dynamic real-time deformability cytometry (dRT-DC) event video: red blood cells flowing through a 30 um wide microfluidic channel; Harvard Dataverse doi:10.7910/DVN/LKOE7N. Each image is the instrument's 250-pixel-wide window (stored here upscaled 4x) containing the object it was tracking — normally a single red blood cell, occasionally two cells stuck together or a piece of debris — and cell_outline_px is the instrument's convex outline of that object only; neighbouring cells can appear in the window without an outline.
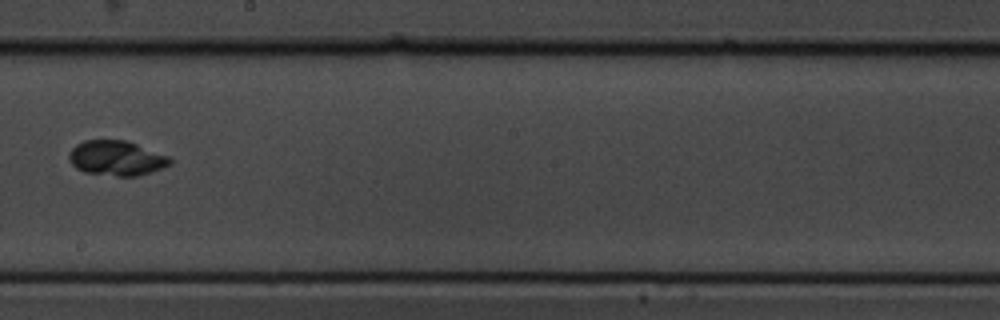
{"species": "common noctule bat (a hibernating species)", "species_latin": "Nyctalus noctula", "temperature_condition": "cold", "stored_images_in_passage": 15, "camera_frame_rate_fps": 3000, "um_per_image_px": 0.085, "animal": {"sex": "male", "body_mass_g": 19.5, "forearm_length_mm": 54.6}, "frame": {"image": 1, "passage_image": 9, "time_ms": 2.667, "image_size_px": [1000, 320], "cell_outline_px": [[172, 164], [164, 168], [152, 172], [136, 176], [116, 176], [84, 172], [76, 168], [68, 160], [68, 156], [72, 148], [76, 144], [84, 140], [124, 140], [136, 144], [168, 156], [172, 160]], "centroid_in_image_um": [9.89, 13.45], "position_along_channel_um": 238.3, "area_um2": 20.58}}
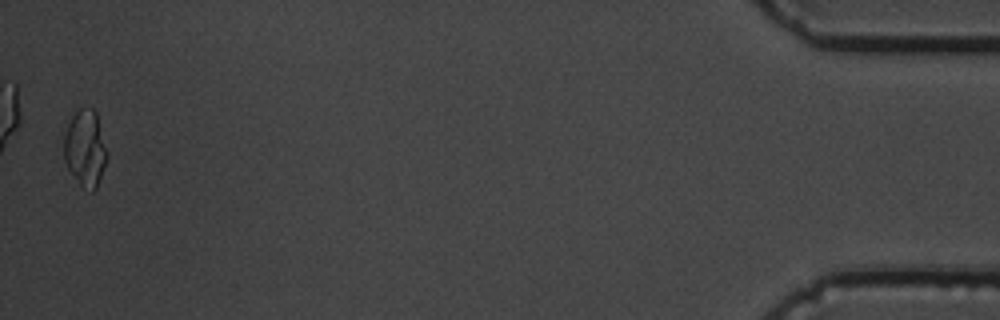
{"frame": {"image": 2, "passage_image": 15, "time_ms": 4.667, "image_size_px": [1000, 320], "cell_outline_px": [[108, 156], [96, 188], [92, 192], [80, 184], [68, 168], [64, 160], [64, 136], [68, 124], [72, 116], [80, 108], [92, 108], [96, 112], [108, 152]], "centroid_in_image_um": [7.26, 12.59], "position_along_channel_um": 427.9, "area_um2": 19.02}}